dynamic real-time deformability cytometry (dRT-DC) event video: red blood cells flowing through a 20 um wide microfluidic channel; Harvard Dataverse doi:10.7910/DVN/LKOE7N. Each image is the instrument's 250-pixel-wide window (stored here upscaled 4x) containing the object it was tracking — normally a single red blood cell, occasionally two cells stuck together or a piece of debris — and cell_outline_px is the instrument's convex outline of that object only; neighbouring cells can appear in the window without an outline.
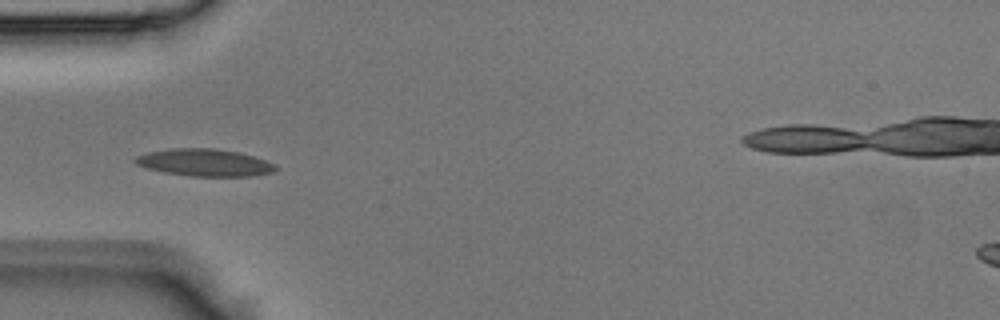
{"species": "Egyptian fruit bat (a non-hibernating species)", "species_latin": "Rousettus aegyptiacus", "temperature_condition": "room temperature", "stored_images_in_passage": 5, "camera_frame_rate_fps": 3000, "um_per_image_px": 0.085, "animal": {"sex": "male"}, "frame": {"image": 1, "passage_image": 4, "time_ms": 1.0, "image_size_px": [1000, 320], "cell_outline_px": [[276, 168], [272, 172], [252, 176], [192, 176], [164, 172], [148, 168], [136, 164], [132, 160], [136, 156], [148, 152], [172, 148], [212, 148], [236, 152], [252, 156], [276, 164]], "centroid_in_image_um": [17.36, 13.82], "position_along_channel_um": 67.6, "area_um2": 22.02}}
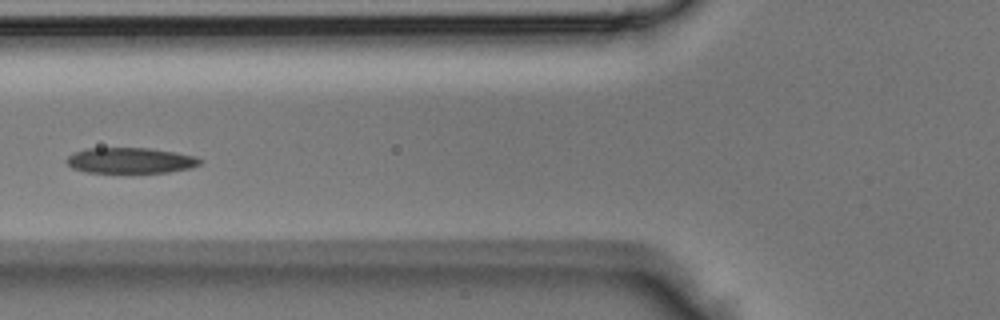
{"frame": {"image": 2, "passage_image": 5, "time_ms": 1.333, "image_size_px": [1000, 320], "cell_outline_px": [[200, 164], [192, 168], [168, 172], [84, 172], [72, 168], [68, 164], [68, 156], [72, 152], [88, 148], [148, 148], [176, 152], [196, 156], [200, 160]], "centroid_in_image_um": [11.08, 13.63], "position_along_channel_um": 114.7, "area_um2": 19.88}}